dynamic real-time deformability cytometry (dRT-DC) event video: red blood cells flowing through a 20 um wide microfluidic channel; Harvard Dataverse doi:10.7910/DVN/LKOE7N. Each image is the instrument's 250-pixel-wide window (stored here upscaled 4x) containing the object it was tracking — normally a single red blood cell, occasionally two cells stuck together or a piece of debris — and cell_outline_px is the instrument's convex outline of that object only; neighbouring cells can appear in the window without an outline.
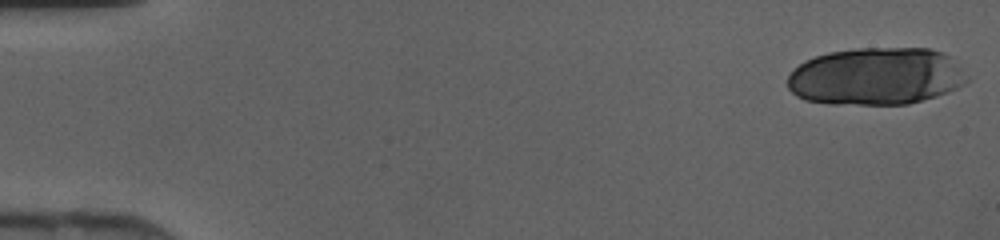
{"species": "human", "species_latin": "Homo sapiens", "temperature_condition": "cold", "stored_images_in_passage": 44, "camera_frame_rate_fps": 3000, "um_per_image_px": 0.085, "donor": {"sex": "female"}, "frame": {"image": 1, "passage_image": 1, "time_ms": 0.0, "image_size_px": [1000, 240], "cell_outline_px": [[968, 80], [964, 84], [956, 88], [936, 96], [908, 104], [832, 104], [804, 100], [796, 96], [788, 88], [788, 76], [804, 60], [828, 52], [856, 48], [928, 48], [940, 52], [948, 56], [960, 68]], "centroid_in_image_um": [74.42, 6.49], "position_along_channel_um": 10.6, "area_um2": 59.82}}
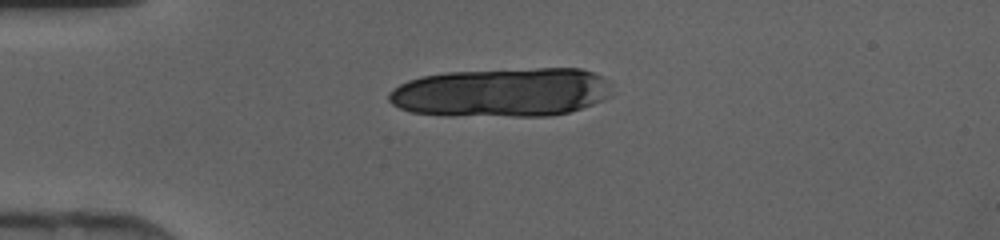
{"frame": {"image": 2, "passage_image": 11, "time_ms": 3.333, "image_size_px": [1000, 240], "cell_outline_px": [[612, 96], [592, 104], [568, 112], [548, 116], [448, 116], [412, 112], [400, 108], [392, 104], [388, 100], [388, 92], [392, 88], [408, 80], [424, 76], [444, 72], [536, 68], [580, 68], [592, 72], [608, 80]], "centroid_in_image_um": [42.63, 7.86], "position_along_channel_um": 42.4, "area_um2": 64.16}}
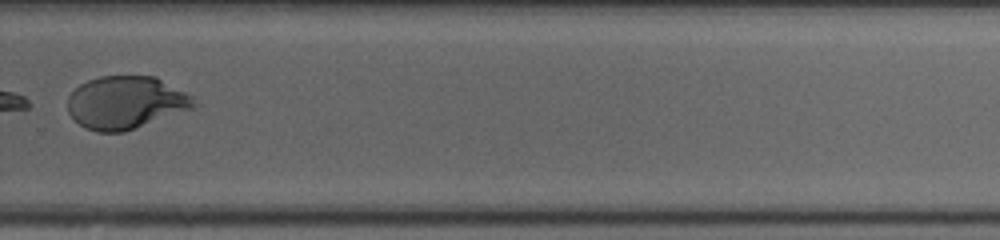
{"frame": {"image": 3, "passage_image": 32, "time_ms": 10.333, "image_size_px": [1000, 240], "cell_outline_px": [[196, 108], [124, 132], [96, 132], [84, 128], [68, 112], [68, 96], [80, 84], [88, 80], [100, 76], [156, 76], [192, 96], [196, 104]], "centroid_in_image_um": [10.71, 8.72], "position_along_channel_um": 319.1, "area_um2": 38.96}}